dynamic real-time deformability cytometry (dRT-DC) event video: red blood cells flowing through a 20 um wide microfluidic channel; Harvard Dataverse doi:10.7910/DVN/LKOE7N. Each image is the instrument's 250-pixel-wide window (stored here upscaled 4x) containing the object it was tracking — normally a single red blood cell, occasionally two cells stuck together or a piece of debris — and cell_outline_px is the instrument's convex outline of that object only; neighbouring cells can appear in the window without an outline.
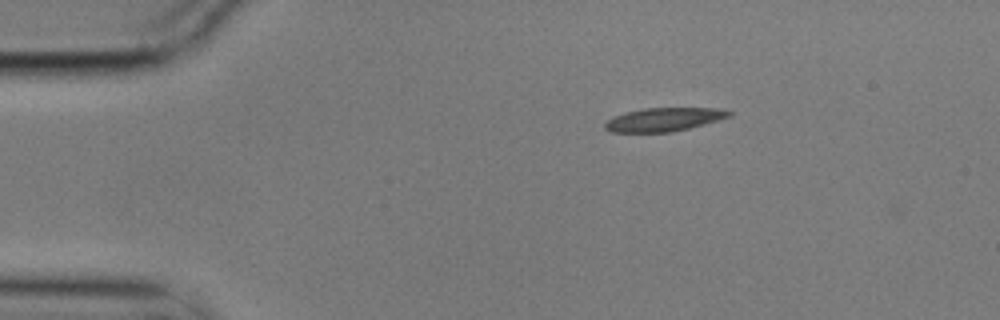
{"species": "common noctule bat (a hibernating species)", "species_latin": "Nyctalus noctula", "temperature_condition": "cold", "stored_images_in_passage": 48, "camera_frame_rate_fps": 3000, "um_per_image_px": 0.085, "animal": {"sex": "male", "body_mass_g": 17.9}, "frame": {"image": 1, "passage_image": 1, "time_ms": 0.0, "image_size_px": [1000, 320], "cell_outline_px": [[732, 116], [704, 124], [672, 132], [612, 132], [604, 128], [604, 124], [612, 116], [624, 112], [644, 108], [720, 108], [732, 112]], "centroid_in_image_um": [56.42, 10.15], "position_along_channel_um": 28.6, "area_um2": 17.05}}
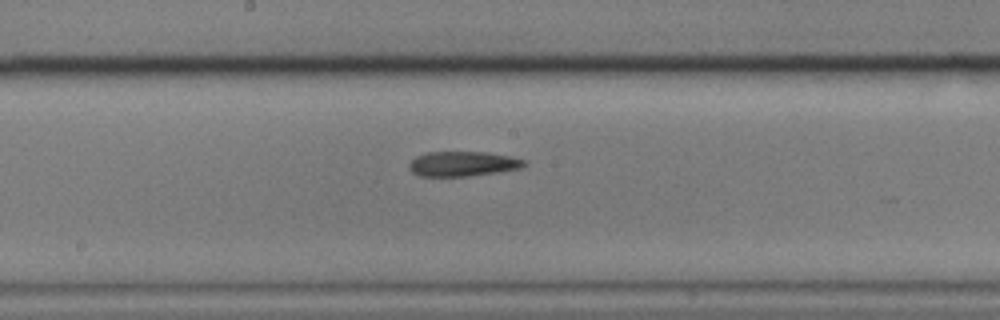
{"frame": {"image": 2, "passage_image": 21, "time_ms": 6.667, "image_size_px": [1000, 320], "cell_outline_px": [[528, 164], [524, 168], [500, 172], [468, 176], [420, 176], [412, 172], [408, 168], [408, 164], [416, 156], [424, 152], [488, 152], [528, 160]], "centroid_in_image_um": [39.38, 13.92], "position_along_channel_um": 208.8, "area_um2": 16.99}}
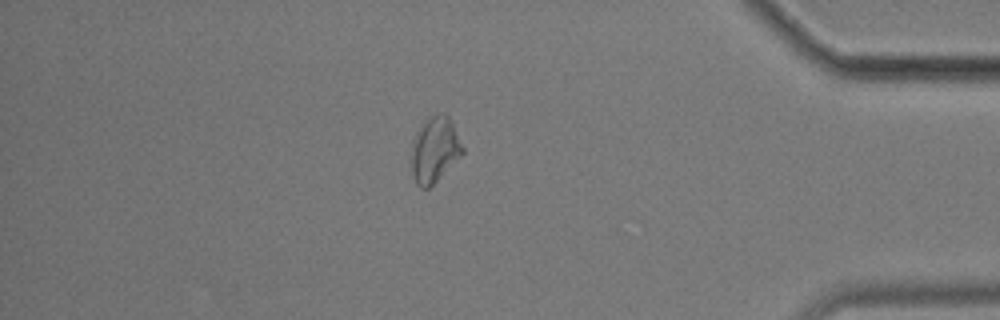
{"frame": {"image": 3, "passage_image": 40, "time_ms": 13.0, "image_size_px": [1000, 320], "cell_outline_px": [[464, 152], [428, 188], [420, 188], [416, 184], [412, 176], [412, 140], [416, 132], [428, 116], [440, 112], [448, 116], [464, 148]], "centroid_in_image_um": [36.92, 12.7], "position_along_channel_um": 398.3, "area_um2": 19.25}, "authors_computed_cell_mechanics": {"area_um2": 17.2822, "velocity_mm_per_s": 3.5236, "shape_relaxation_time_tau1_ms": 8.4897, "shape_relaxation_time_tau2_ms": 6.2171, "deformation_change_tau1": 0.2218, "deformation_change_tau2": 0.1453}}